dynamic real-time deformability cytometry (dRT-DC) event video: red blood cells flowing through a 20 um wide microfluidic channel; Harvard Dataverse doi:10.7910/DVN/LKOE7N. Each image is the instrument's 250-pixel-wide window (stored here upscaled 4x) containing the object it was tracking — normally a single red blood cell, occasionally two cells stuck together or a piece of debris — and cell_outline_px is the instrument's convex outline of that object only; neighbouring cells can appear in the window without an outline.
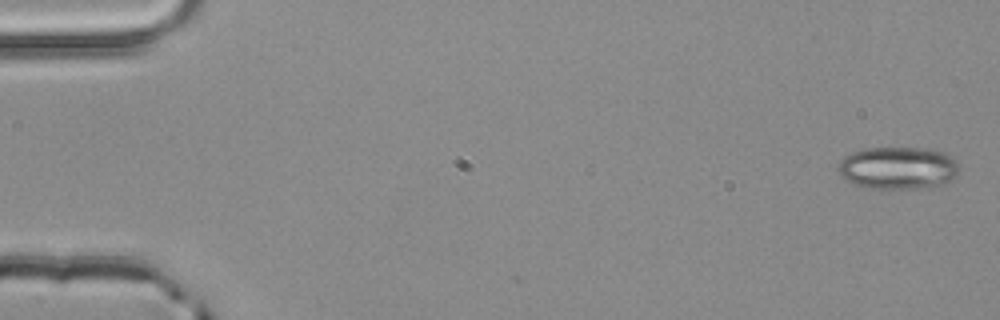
{"species": "common noctule bat (a hibernating species)", "species_latin": "Nyctalus noctula", "temperature_condition": "room temperature", "stored_images_in_passage": 4, "segment_of_instrument_passage": [2, 2], "camera_frame_rate_fps": 3000, "um_per_image_px": 0.085, "animal": {"sex": "male", "body_mass_g": 20.4}, "frame": {"image": 1, "passage_image": 4, "time_ms": 1.0, "image_size_px": [1000, 320], "cell_outline_px": [[960, 168], [948, 180], [940, 184], [916, 188], [868, 188], [856, 184], [840, 176], [836, 168], [840, 160], [844, 156], [852, 152], [864, 148], [928, 148], [944, 152], [956, 160]], "centroid_in_image_um": [76.27, 14.25], "position_along_channel_um": 8.7, "area_um2": 29.71}}